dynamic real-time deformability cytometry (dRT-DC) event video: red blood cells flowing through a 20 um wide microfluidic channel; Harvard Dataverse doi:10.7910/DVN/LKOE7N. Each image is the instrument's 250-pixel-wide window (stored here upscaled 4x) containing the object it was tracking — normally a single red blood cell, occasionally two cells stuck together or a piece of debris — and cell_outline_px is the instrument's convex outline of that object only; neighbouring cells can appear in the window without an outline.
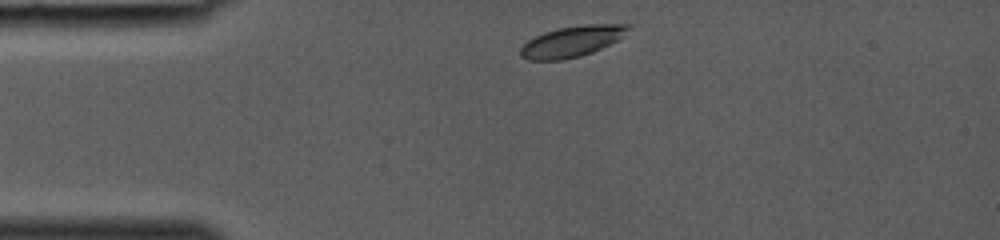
{"species": "common noctule bat (a hibernating species)", "species_latin": "Nyctalus noctula", "temperature_condition": "room temperature", "stored_images_in_passage": 26, "camera_frame_rate_fps": 3000, "um_per_image_px": 0.085, "animal": {"sex": "female", "body_mass_g": 19.0, "forearm_length_mm": 53.3}, "frame": {"image": 1, "passage_image": 1, "time_ms": 0.0, "image_size_px": [1000, 240], "cell_outline_px": [[632, 24], [624, 36], [592, 52], [580, 56], [564, 60], [528, 60], [520, 56], [520, 48], [528, 40], [544, 32], [560, 28], [584, 24]], "centroid_in_image_um": [48.6, 3.52], "position_along_channel_um": 36.4, "area_um2": 19.25}}
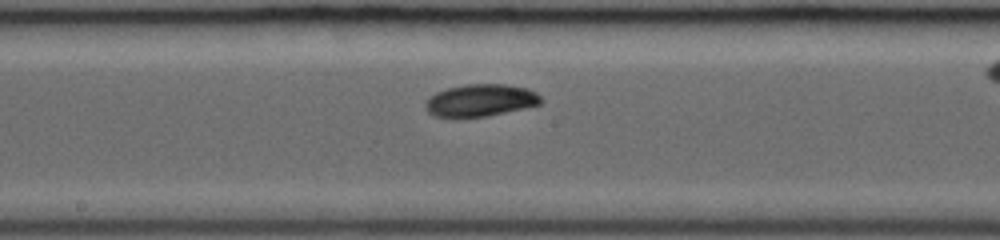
{"frame": {"image": 2, "passage_image": 13, "time_ms": 4.0, "image_size_px": [1000, 240], "cell_outline_px": [[540, 104], [524, 108], [488, 116], [460, 120], [452, 120], [432, 116], [424, 108], [424, 104], [436, 92], [448, 88], [464, 84], [504, 84], [528, 88], [536, 92], [540, 96]], "centroid_in_image_um": [40.77, 8.58], "position_along_channel_um": 207.4, "area_um2": 22.37}}
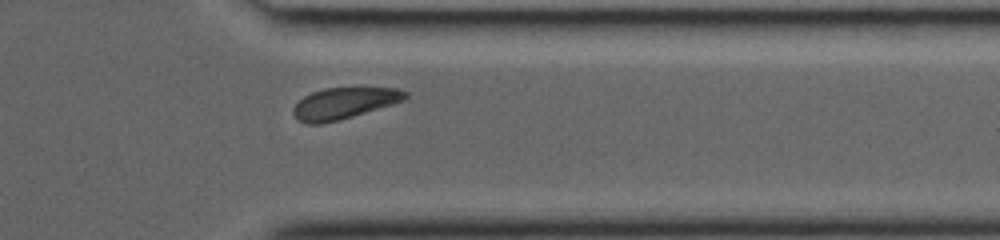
{"frame": {"image": 3, "passage_image": 23, "time_ms": 7.333, "image_size_px": [1000, 240], "cell_outline_px": [[408, 96], [404, 100], [392, 104], [340, 120], [320, 124], [308, 124], [296, 120], [292, 112], [292, 108], [304, 96], [312, 92], [324, 88], [400, 88], [408, 92]], "centroid_in_image_um": [29.22, 8.78], "position_along_channel_um": 382.2, "area_um2": 20.46}}